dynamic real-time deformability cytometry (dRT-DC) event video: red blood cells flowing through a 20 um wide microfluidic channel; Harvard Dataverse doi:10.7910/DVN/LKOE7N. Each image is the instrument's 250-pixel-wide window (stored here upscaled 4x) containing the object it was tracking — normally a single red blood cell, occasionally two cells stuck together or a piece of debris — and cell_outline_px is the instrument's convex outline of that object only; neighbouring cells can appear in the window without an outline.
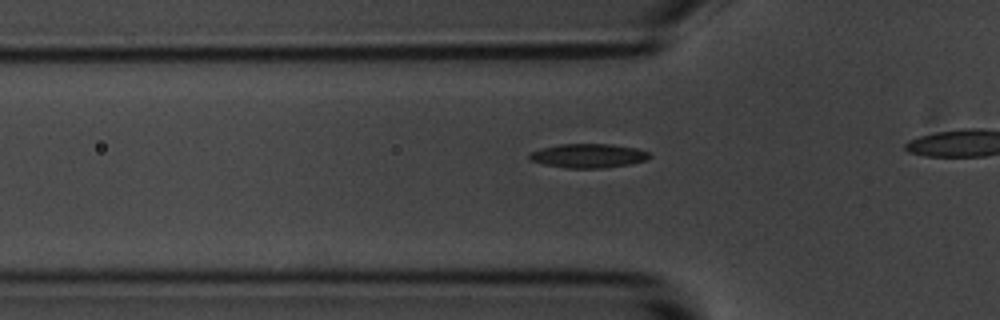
{"species": "common noctule bat (a hibernating species)", "species_latin": "Nyctalus noctula", "temperature_condition": "room temperature", "stored_images_in_passage": 14, "camera_frame_rate_fps": 3000, "um_per_image_px": 0.085, "animal": {"sex": "male", "body_mass_g": 20.1, "forearm_length_mm": 53.5}, "frame": {"image": 1, "passage_image": 8, "time_ms": 2.333, "image_size_px": [1000, 320], "cell_outline_px": [[652, 156], [648, 160], [632, 164], [604, 168], [568, 168], [544, 164], [532, 160], [528, 156], [532, 152], [540, 148], [560, 144], [612, 144], [636, 148], [648, 152]], "centroid_in_image_um": [50.06, 13.24], "position_along_channel_um": 75.7, "area_um2": 16.88}}
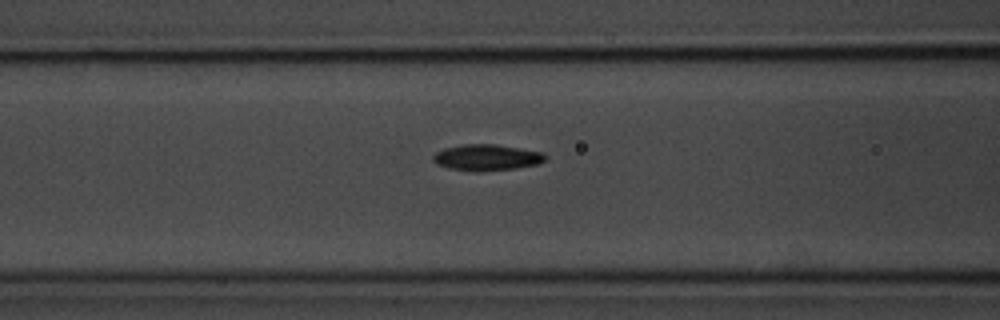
{"frame": {"image": 2, "passage_image": 12, "time_ms": 3.667, "image_size_px": [1000, 320], "cell_outline_px": [[548, 156], [544, 160], [536, 164], [516, 168], [476, 172], [448, 168], [436, 164], [432, 160], [432, 156], [436, 152], [444, 148], [464, 144], [496, 144], [540, 152]], "centroid_in_image_um": [41.31, 13.39], "position_along_channel_um": 125.3, "area_um2": 17.05}}